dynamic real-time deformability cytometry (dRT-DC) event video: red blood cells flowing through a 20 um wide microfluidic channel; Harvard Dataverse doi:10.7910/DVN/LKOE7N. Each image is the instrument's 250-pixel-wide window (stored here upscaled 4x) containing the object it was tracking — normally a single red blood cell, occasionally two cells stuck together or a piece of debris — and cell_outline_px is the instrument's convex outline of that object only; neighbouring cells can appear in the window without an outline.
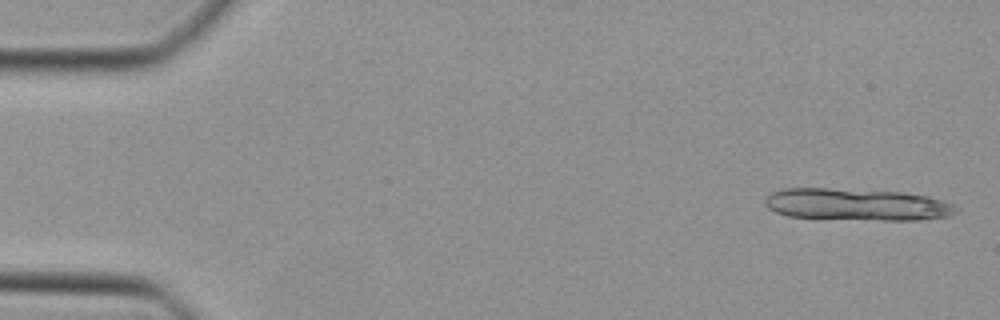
{"species": "Egyptian fruit bat (a non-hibernating species)", "species_latin": "Rousettus aegyptiacus", "temperature_condition": "cold", "stored_images_in_passage": 10, "camera_frame_rate_fps": 3000, "um_per_image_px": 0.085, "animal": {"sex": "female"}, "frame": {"image": 1, "passage_image": 1, "time_ms": 0.0, "image_size_px": [1000, 320], "cell_outline_px": [[960, 208], [956, 212], [948, 216], [920, 220], [880, 220], [788, 216], [776, 212], [768, 208], [764, 204], [764, 196], [772, 192], [784, 188], [828, 188], [904, 192], [928, 196], [944, 200]], "centroid_in_image_um": [72.84, 17.37], "position_along_channel_um": 12.2, "area_um2": 35.78}}